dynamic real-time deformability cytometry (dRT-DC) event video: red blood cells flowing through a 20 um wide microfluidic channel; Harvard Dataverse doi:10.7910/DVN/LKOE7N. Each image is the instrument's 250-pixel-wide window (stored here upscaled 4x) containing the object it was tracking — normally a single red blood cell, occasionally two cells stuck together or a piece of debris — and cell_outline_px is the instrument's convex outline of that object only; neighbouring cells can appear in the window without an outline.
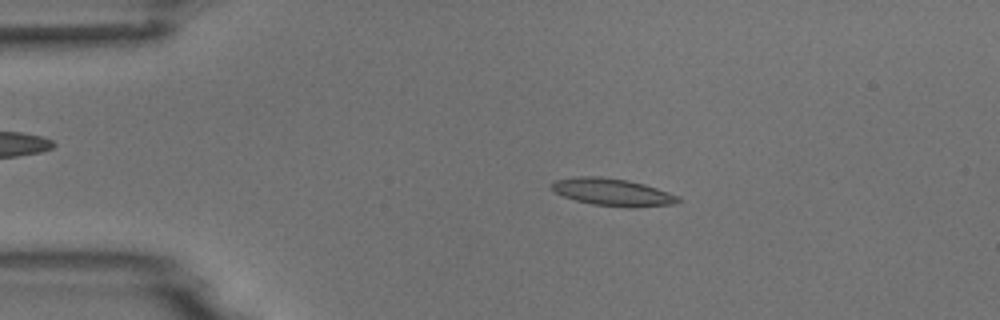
{"species": "common noctule bat (a hibernating species)", "species_latin": "Nyctalus noctula", "temperature_condition": "room temperature", "stored_images_in_passage": 5, "camera_frame_rate_fps": 3000, "um_per_image_px": 0.085, "animal": {"sex": "male", "body_mass_g": 18.8}, "frame": {"image": 1, "passage_image": 3, "time_ms": 2.333, "image_size_px": [1000, 320], "cell_outline_px": [[680, 200], [676, 204], [632, 208], [628, 208], [592, 204], [576, 200], [564, 196], [556, 192], [552, 188], [552, 184], [556, 180], [576, 176], [600, 176], [628, 180], [644, 184], [680, 196]], "centroid_in_image_um": [52.11, 16.34], "position_along_channel_um": 32.9, "area_um2": 20.17}}
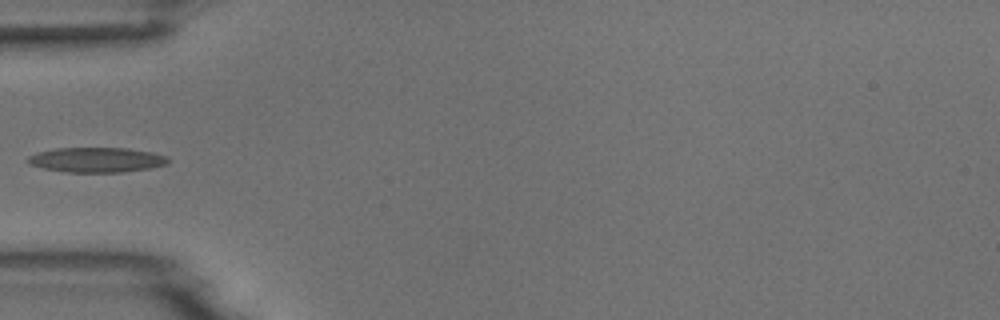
{"frame": {"image": 2, "passage_image": 5, "time_ms": 4.667, "image_size_px": [1000, 320], "cell_outline_px": [[172, 160], [168, 164], [152, 168], [120, 172], [64, 172], [44, 168], [28, 164], [24, 160], [28, 156], [36, 152], [56, 148], [128, 148], [152, 152], [164, 156]], "centroid_in_image_um": [8.19, 13.58], "position_along_channel_um": 76.8, "area_um2": 20.58}}